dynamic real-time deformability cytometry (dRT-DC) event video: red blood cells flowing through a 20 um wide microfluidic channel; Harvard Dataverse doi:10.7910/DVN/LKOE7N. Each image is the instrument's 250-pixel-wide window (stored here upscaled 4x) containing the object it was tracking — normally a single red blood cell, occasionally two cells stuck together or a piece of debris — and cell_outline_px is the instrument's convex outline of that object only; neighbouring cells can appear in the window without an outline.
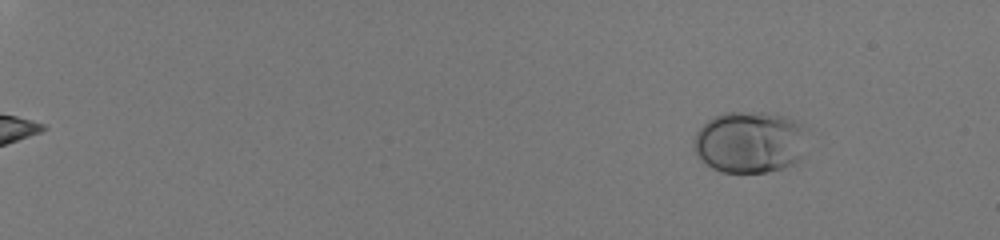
{"species": "human", "species_latin": "Homo sapiens", "temperature_condition": "room temperature", "stored_images_in_passage": 57, "camera_frame_rate_fps": 3000, "um_per_image_px": 0.085, "donor": {"sex": "male"}, "frame": {"image": 1, "passage_image": 8, "time_ms": 2.333, "image_size_px": [1000, 240], "cell_outline_px": [[808, 128], [800, 160], [796, 164], [764, 172], [720, 172], [712, 168], [700, 160], [696, 156], [692, 144], [692, 140], [696, 132], [708, 120], [724, 112], [760, 112], [784, 116], [796, 120], [804, 124]], "centroid_in_image_um": [63.73, 12.07], "position_along_channel_um": 21.3, "area_um2": 41.38}}
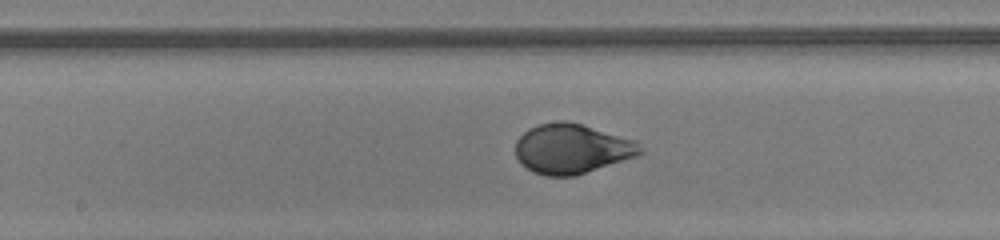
{"frame": {"image": 2, "passage_image": 36, "time_ms": 11.667, "image_size_px": [1000, 240], "cell_outline_px": [[644, 152], [636, 156], [576, 176], [544, 176], [532, 172], [520, 164], [516, 156], [516, 140], [528, 128], [540, 124], [556, 120], [564, 120], [580, 124], [632, 140]], "centroid_in_image_um": [48.52, 12.66], "position_along_channel_um": 199.7, "area_um2": 35.89}}
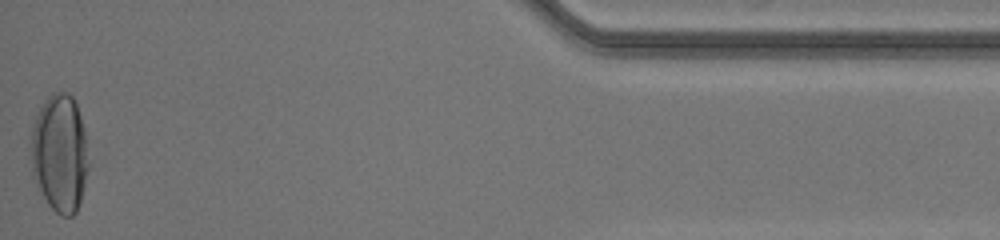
{"frame": {"image": 3, "passage_image": 57, "time_ms": 18.667, "image_size_px": [1000, 240], "cell_outline_px": [[88, 168], [80, 200], [76, 212], [72, 216], [64, 216], [56, 212], [48, 204], [32, 176], [32, 128], [36, 116], [40, 108], [48, 96], [52, 92], [68, 92], [72, 96], [76, 104], [84, 128], [88, 164]], "centroid_in_image_um": [5.08, 13.01], "position_along_channel_um": 430.1, "area_um2": 39.07}, "authors_computed_cell_mechanics": {"area_um2": 37.1654, "velocity_mm_per_s": 4.0568, "shape_relaxation_time_tau1_ms": 3.5828, "shape_relaxation_time_tau2_ms": null, "deformation_change_tau1": 0.1647, "deformation_change_tau2": null}}